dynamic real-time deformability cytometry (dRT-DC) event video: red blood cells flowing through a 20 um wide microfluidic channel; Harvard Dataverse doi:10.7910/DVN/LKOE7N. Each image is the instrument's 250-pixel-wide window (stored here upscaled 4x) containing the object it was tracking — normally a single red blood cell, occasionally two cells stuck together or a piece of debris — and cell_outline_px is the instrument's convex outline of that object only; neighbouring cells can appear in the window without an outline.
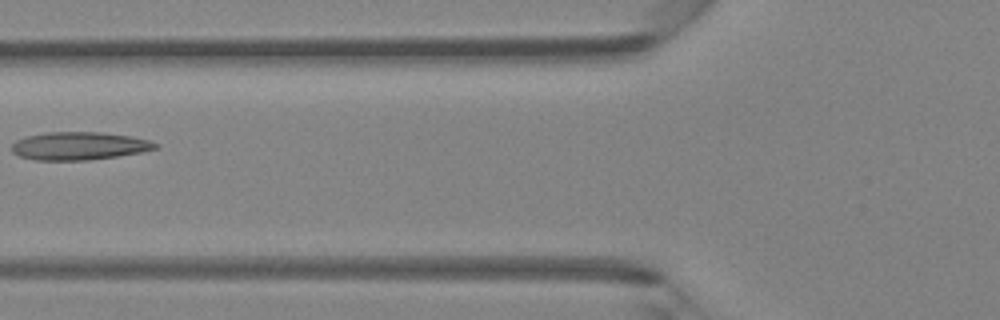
{"species": "Egyptian fruit bat (a non-hibernating species)", "species_latin": "Rousettus aegyptiacus", "temperature_condition": "room temperature", "stored_images_in_passage": 5, "camera_frame_rate_fps": 3000, "um_per_image_px": 0.085, "animal": {"sex": "female"}, "frame": {"image": 1, "passage_image": 5, "time_ms": 4.667, "image_size_px": [1000, 320], "cell_outline_px": [[160, 144], [156, 148], [140, 152], [116, 156], [88, 160], [36, 160], [20, 156], [12, 152], [12, 144], [16, 140], [28, 136], [44, 132], [100, 132], [128, 136], [148, 140]], "centroid_in_image_um": [6.69, 12.4], "position_along_channel_um": 119.1, "area_um2": 23.18}}